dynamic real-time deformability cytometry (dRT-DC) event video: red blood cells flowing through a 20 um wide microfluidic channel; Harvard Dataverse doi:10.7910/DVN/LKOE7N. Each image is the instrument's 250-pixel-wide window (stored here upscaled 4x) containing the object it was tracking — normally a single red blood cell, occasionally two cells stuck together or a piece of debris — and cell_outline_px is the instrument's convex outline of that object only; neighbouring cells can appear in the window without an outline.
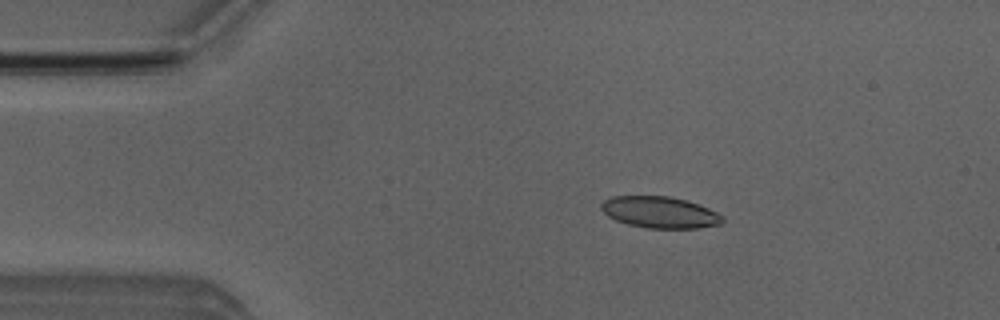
{"species": "Egyptian fruit bat (a non-hibernating species)", "species_latin": "Rousettus aegyptiacus", "temperature_condition": "room temperature", "stored_images_in_passage": 51, "camera_frame_rate_fps": 3000, "um_per_image_px": 0.085, "animal": {"sex": "male"}, "frame": {"image": 1, "passage_image": 9, "time_ms": 2.667, "image_size_px": [1000, 320], "cell_outline_px": [[724, 220], [720, 224], [696, 228], [648, 228], [628, 224], [616, 220], [608, 216], [600, 208], [600, 204], [604, 200], [612, 196], [668, 196], [684, 200], [708, 208], [724, 216]], "centroid_in_image_um": [56.06, 18.04], "position_along_channel_um": 28.9, "area_um2": 22.08}}
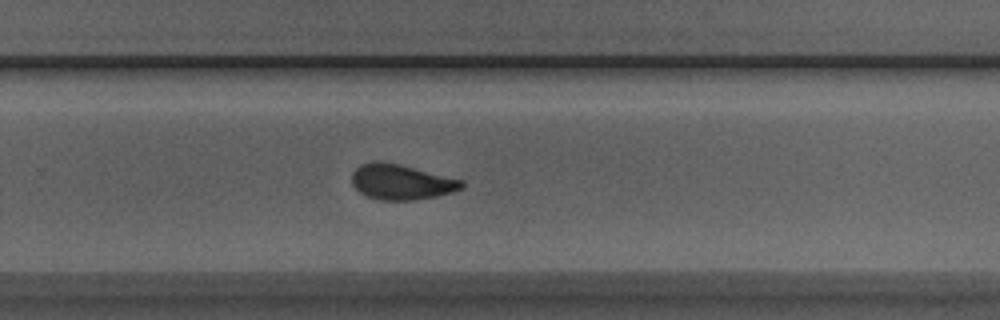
{"frame": {"image": 2, "passage_image": 33, "time_ms": 10.667, "image_size_px": [1000, 320], "cell_outline_px": [[464, 188], [452, 192], [436, 196], [412, 200], [380, 200], [368, 196], [360, 192], [352, 184], [352, 172], [360, 164], [372, 160], [380, 160], [400, 164], [464, 180]], "centroid_in_image_um": [34.1, 15.44], "position_along_channel_um": 295.7, "area_um2": 22.77}}
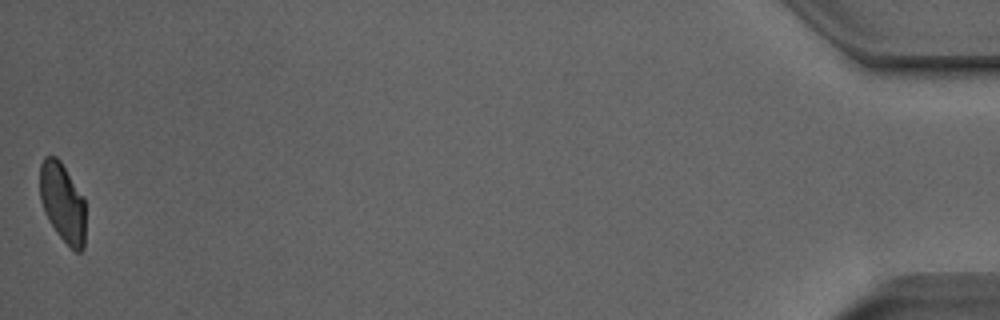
{"frame": {"image": 3, "passage_image": 51, "time_ms": 16.667, "image_size_px": [1000, 320], "cell_outline_px": [[84, 248], [80, 252], [76, 252], [56, 232], [48, 220], [44, 212], [40, 200], [40, 164], [44, 156], [56, 156], [60, 160], [84, 200]], "centroid_in_image_um": [5.29, 17.21], "position_along_channel_um": 429.9, "area_um2": 20.81}, "authors_computed_cell_mechanics": {"area_um2": 22.7154, "velocity_mm_per_s": 3.9687, "shape_relaxation_time_tau1_ms": 4.9565, "shape_relaxation_time_tau2_ms": 1.4154, "deformation_change_tau1": 0.1245, "deformation_change_tau2": 0.0745}}